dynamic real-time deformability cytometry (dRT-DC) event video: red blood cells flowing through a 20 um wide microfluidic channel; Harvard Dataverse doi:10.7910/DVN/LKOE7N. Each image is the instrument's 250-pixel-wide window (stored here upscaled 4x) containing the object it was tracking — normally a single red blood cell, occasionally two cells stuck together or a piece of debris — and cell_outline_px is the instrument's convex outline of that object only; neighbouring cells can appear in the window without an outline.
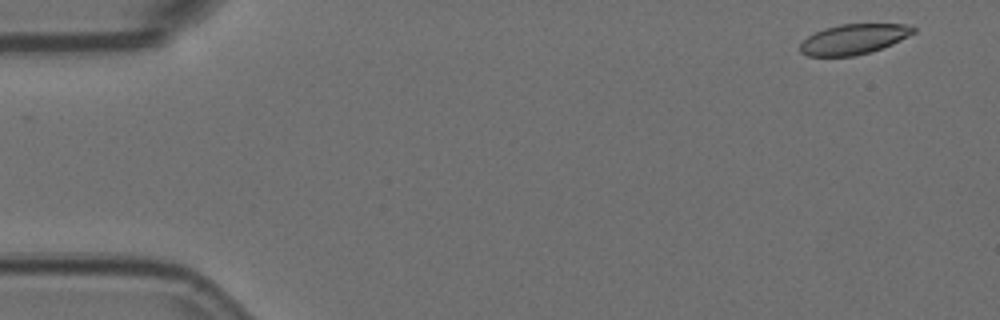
{"species": "Egyptian fruit bat (a non-hibernating species)", "species_latin": "Rousettus aegyptiacus", "temperature_condition": "room temperature", "stored_images_in_passage": 5, "camera_frame_rate_fps": 3000, "um_per_image_px": 0.085, "animal": {"sex": "female"}, "frame": {"image": 1, "passage_image": 1, "time_ms": 0.0, "image_size_px": [1000, 320], "cell_outline_px": [[916, 32], [892, 44], [856, 56], [808, 56], [800, 52], [800, 44], [808, 36], [824, 28], [840, 24], [904, 24], [916, 28]], "centroid_in_image_um": [72.55, 3.33], "position_along_channel_um": 12.4, "area_um2": 19.77}}
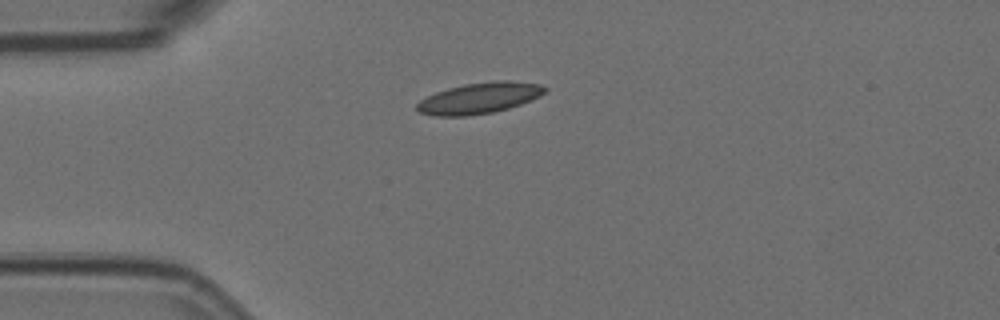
{"frame": {"image": 2, "passage_image": 4, "time_ms": 1.0, "image_size_px": [1000, 320], "cell_outline_px": [[548, 88], [540, 96], [520, 104], [508, 108], [492, 112], [464, 116], [432, 116], [420, 112], [416, 108], [416, 104], [420, 100], [436, 92], [448, 88], [464, 84], [492, 80], [508, 80], [540, 84]], "centroid_in_image_um": [40.73, 8.33], "position_along_channel_um": 44.3, "area_um2": 23.06}}